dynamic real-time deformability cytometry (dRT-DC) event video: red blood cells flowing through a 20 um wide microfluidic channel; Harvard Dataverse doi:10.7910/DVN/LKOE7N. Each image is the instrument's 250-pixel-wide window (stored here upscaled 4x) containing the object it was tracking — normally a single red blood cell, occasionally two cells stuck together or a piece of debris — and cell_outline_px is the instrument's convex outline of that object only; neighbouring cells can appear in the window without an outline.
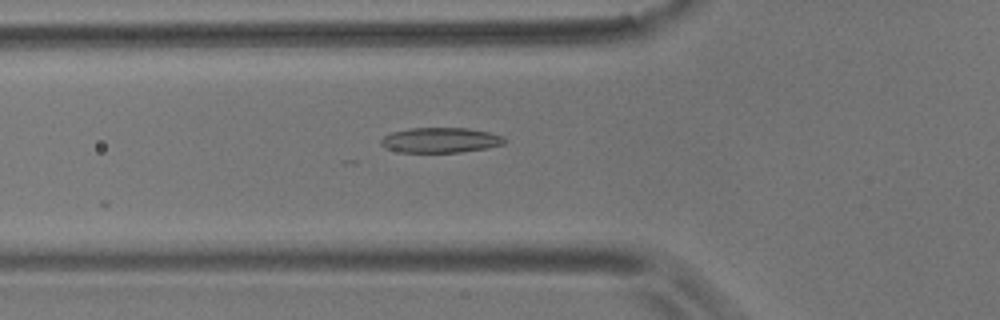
{"species": "common noctule bat (a hibernating species)", "species_latin": "Nyctalus noctula", "temperature_condition": "room temperature", "stored_images_in_passage": 9, "camera_frame_rate_fps": 3000, "um_per_image_px": 0.085, "animal": {"sex": "male", "body_mass_g": 17.9}, "frame": {"image": 1, "passage_image": 2, "time_ms": 0.333, "image_size_px": [1000, 320], "cell_outline_px": [[508, 140], [504, 144], [488, 148], [460, 152], [400, 152], [384, 148], [380, 144], [380, 140], [384, 136], [392, 132], [408, 128], [468, 128], [488, 132], [504, 136]], "centroid_in_image_um": [37.45, 11.91], "position_along_channel_um": 88.4, "area_um2": 18.26}}
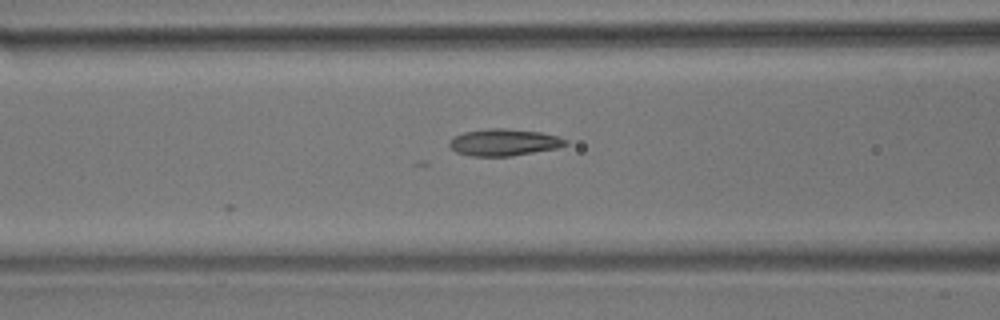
{"frame": {"image": 2, "passage_image": 5, "time_ms": 1.333, "image_size_px": [1000, 320], "cell_outline_px": [[568, 144], [556, 148], [512, 156], [472, 156], [456, 152], [448, 144], [448, 140], [452, 136], [464, 132], [488, 128], [504, 128], [540, 132], [556, 136], [568, 140]], "centroid_in_image_um": [42.79, 12.09], "position_along_channel_um": 123.8, "area_um2": 18.21}}
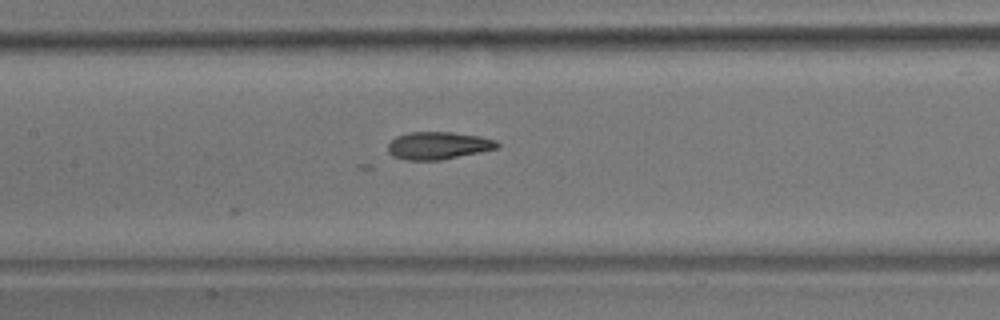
{"frame": {"image": 3, "passage_image": 9, "time_ms": 2.667, "image_size_px": [1000, 320], "cell_outline_px": [[500, 148], [440, 160], [404, 160], [392, 156], [388, 152], [388, 144], [396, 136], [408, 132], [452, 132], [480, 136], [496, 140], [500, 144]], "centroid_in_image_um": [37.25, 12.37], "position_along_channel_um": 170.1, "area_um2": 17.69}}